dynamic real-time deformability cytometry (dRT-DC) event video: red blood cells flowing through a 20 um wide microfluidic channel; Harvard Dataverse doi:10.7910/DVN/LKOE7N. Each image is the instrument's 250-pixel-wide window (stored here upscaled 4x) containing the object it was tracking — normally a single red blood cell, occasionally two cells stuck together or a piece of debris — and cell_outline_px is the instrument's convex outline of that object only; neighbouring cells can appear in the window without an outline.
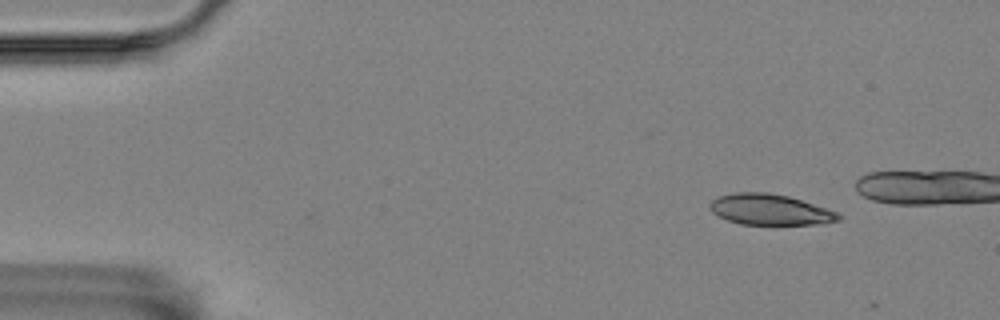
{"species": "Egyptian fruit bat (a non-hibernating species)", "species_latin": "Rousettus aegyptiacus", "temperature_condition": "room temperature", "stored_images_in_passage": 3, "camera_frame_rate_fps": 3000, "um_per_image_px": 0.085, "animal": {"sex": "female"}, "frame": {"image": 1, "passage_image": 1, "time_ms": 0.0, "image_size_px": [1000, 320], "cell_outline_px": [[844, 216], [840, 220], [824, 224], [740, 224], [728, 220], [712, 212], [708, 208], [708, 204], [716, 196], [732, 192], [768, 192], [788, 196], [836, 212]], "centroid_in_image_um": [65.41, 17.81], "position_along_channel_um": 19.6, "area_um2": 23.12}}